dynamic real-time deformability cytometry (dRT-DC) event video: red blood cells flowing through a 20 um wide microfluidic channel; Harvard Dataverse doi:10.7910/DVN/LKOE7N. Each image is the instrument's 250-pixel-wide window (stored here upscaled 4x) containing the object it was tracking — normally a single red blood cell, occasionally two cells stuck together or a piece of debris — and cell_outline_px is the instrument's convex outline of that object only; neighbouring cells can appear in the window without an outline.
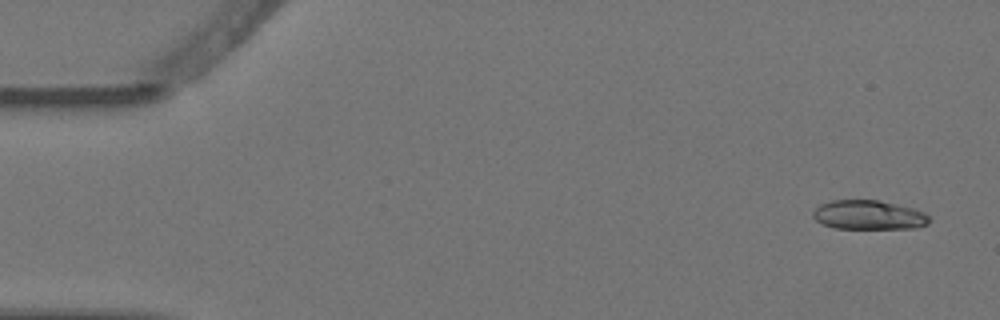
{"species": "Egyptian fruit bat (a non-hibernating species)", "species_latin": "Rousettus aegyptiacus", "temperature_condition": "warm", "stored_images_in_passage": 4, "camera_frame_rate_fps": 3000, "um_per_image_px": 0.085, "animal": {"sex": "female"}, "frame": {"image": 1, "passage_image": 1, "time_ms": 0.0, "image_size_px": [1000, 320], "cell_outline_px": [[932, 220], [928, 224], [916, 228], [836, 228], [824, 224], [816, 220], [812, 216], [812, 212], [820, 204], [832, 200], [876, 200], [916, 208], [932, 216]], "centroid_in_image_um": [73.9, 18.27], "position_along_channel_um": 11.1, "area_um2": 19.94}}